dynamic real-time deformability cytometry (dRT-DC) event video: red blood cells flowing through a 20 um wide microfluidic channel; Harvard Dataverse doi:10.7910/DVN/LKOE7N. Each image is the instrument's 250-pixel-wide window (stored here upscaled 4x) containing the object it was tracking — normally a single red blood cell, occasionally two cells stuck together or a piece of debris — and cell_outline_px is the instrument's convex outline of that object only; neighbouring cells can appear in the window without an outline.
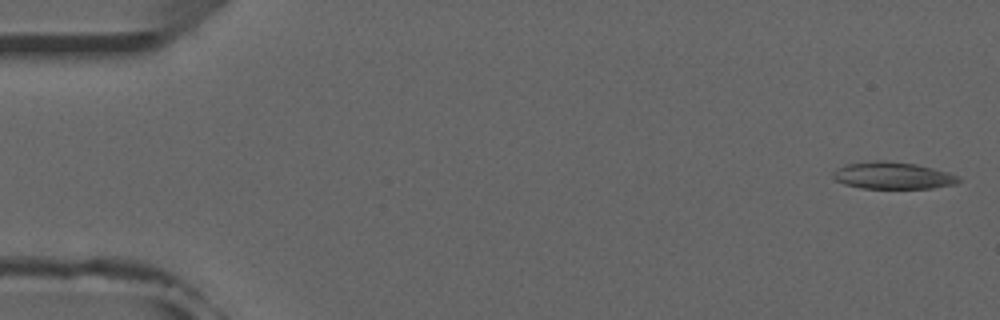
{"species": "common noctule bat (a hibernating species)", "species_latin": "Nyctalus noctula", "temperature_condition": "room temperature", "stored_images_in_passage": 46, "camera_frame_rate_fps": 3000, "um_per_image_px": 0.085, "animal": {"sex": "male", "forearm_length_mm": 52.5}, "frame": {"image": 1, "passage_image": 1, "time_ms": 0.0, "image_size_px": [1000, 320], "cell_outline_px": [[960, 180], [956, 184], [932, 188], [860, 188], [844, 184], [836, 180], [832, 176], [832, 172], [848, 164], [876, 160], [884, 160], [916, 164], [948, 172], [956, 176]], "centroid_in_image_um": [75.88, 14.92], "position_along_channel_um": 9.1, "area_um2": 19.54}}
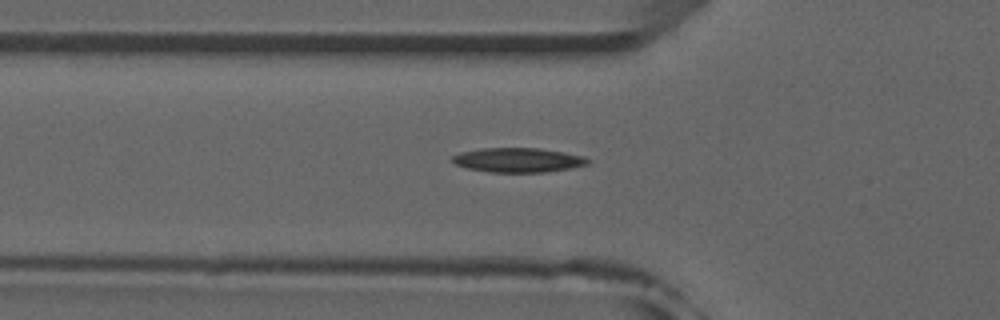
{"frame": {"image": 2, "passage_image": 17, "time_ms": 5.333, "image_size_px": [1000, 320], "cell_outline_px": [[592, 160], [588, 164], [568, 168], [544, 172], [488, 172], [468, 168], [456, 164], [452, 160], [452, 156], [460, 152], [484, 148], [540, 148], [564, 152], [584, 156]], "centroid_in_image_um": [44.05, 13.6], "position_along_channel_um": 81.7, "area_um2": 19.19}}
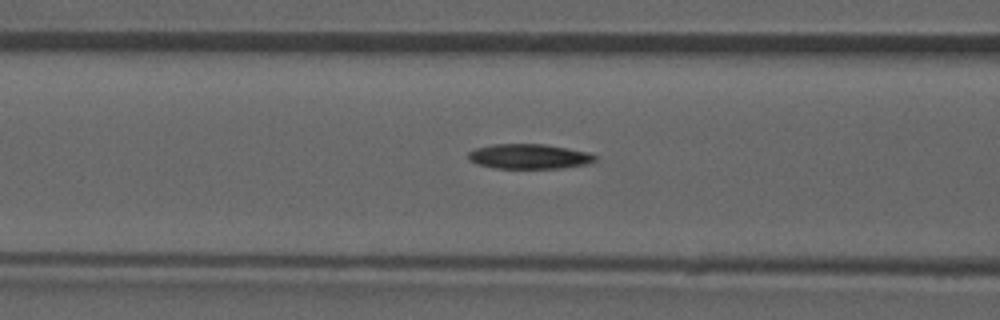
{"frame": {"image": 3, "passage_image": 20, "time_ms": 6.333, "image_size_px": [1000, 320], "cell_outline_px": [[596, 160], [588, 164], [560, 168], [496, 168], [476, 164], [468, 160], [468, 152], [476, 148], [492, 144], [544, 144], [588, 152], [596, 156]], "centroid_in_image_um": [44.95, 13.3], "position_along_channel_um": 121.7, "area_um2": 18.38}}